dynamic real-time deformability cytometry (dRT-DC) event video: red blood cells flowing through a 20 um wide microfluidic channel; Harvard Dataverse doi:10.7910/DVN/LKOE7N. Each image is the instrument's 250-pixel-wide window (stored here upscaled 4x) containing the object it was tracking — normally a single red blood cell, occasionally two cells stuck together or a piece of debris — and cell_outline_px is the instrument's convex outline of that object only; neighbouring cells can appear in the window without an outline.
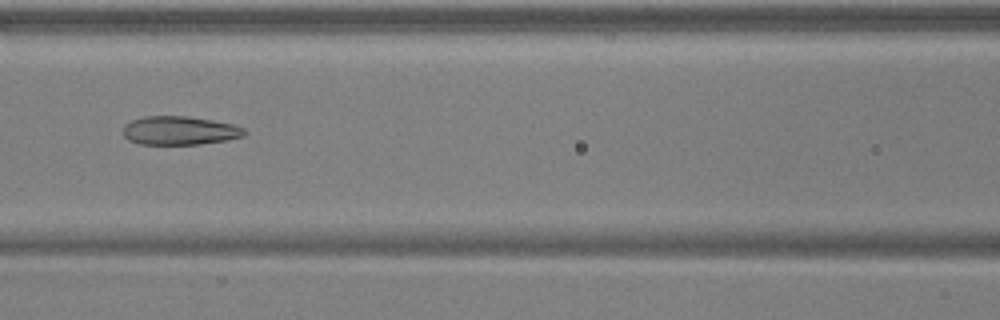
{"species": "common noctule bat (a hibernating species)", "species_latin": "Nyctalus noctula", "temperature_condition": "warm", "stored_images_in_passage": 7, "camera_frame_rate_fps": 3000, "um_per_image_px": 0.085, "animal": {"sex": "male", "body_mass_g": 17.9, "forearm_length_mm": 54.2}, "frame": {"image": 1, "passage_image": 7, "time_ms": 2.0, "image_size_px": [1000, 320], "cell_outline_px": [[248, 132], [244, 136], [228, 140], [200, 144], [140, 144], [128, 140], [124, 136], [124, 124], [132, 120], [144, 116], [188, 116], [212, 120], [232, 124], [244, 128]], "centroid_in_image_um": [15.29, 11.1], "position_along_channel_um": 151.3, "area_um2": 20.35}}